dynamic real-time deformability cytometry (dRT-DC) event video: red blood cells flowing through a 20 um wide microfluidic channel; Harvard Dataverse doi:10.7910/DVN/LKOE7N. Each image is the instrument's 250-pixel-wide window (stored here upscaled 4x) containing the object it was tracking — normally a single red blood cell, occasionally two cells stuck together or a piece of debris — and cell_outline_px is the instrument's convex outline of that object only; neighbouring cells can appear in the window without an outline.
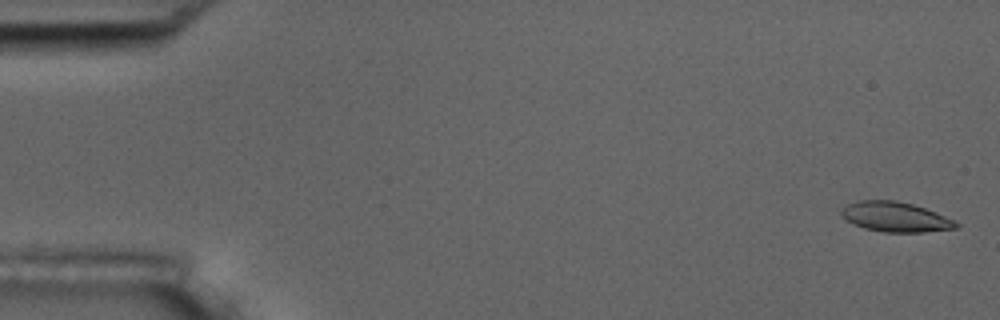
{"species": "common noctule bat (a hibernating species)", "species_latin": "Nyctalus noctula", "temperature_condition": "room temperature", "stored_images_in_passage": 4, "camera_frame_rate_fps": 3000, "um_per_image_px": 0.085, "animal": {"sex": "male", "body_mass_g": 17.5, "forearm_length_mm": 52.3}, "frame": {"image": 1, "passage_image": 1, "time_ms": 0.0, "image_size_px": [1000, 320], "cell_outline_px": [[960, 228], [924, 232], [884, 232], [864, 228], [848, 220], [840, 212], [848, 204], [860, 200], [896, 200], [912, 204], [924, 208], [956, 220], [960, 224]], "centroid_in_image_um": [76.19, 18.44], "position_along_channel_um": 8.8, "area_um2": 19.83}}